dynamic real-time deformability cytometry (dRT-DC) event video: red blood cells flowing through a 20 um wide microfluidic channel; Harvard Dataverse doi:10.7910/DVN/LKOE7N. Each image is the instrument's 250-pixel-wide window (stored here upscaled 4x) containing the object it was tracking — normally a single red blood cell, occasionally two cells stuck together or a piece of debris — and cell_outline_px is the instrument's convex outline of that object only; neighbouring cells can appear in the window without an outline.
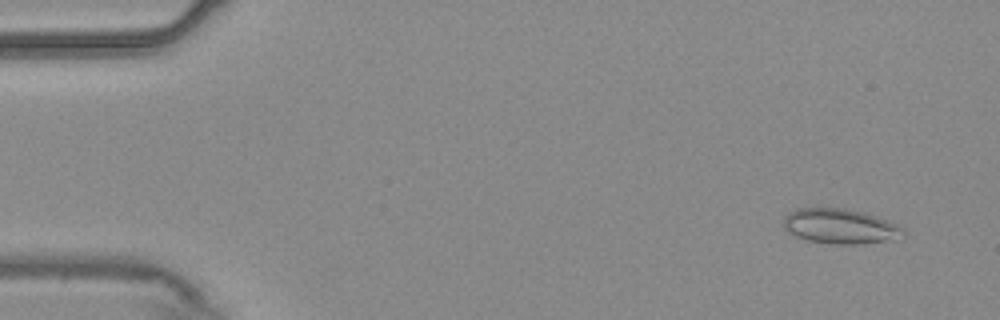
{"species": "common noctule bat (a hibernating species)", "species_latin": "Nyctalus noctula", "temperature_condition": "warm", "stored_images_in_passage": 55, "camera_frame_rate_fps": 3000, "um_per_image_px": 0.085, "animal": {"sex": "male", "body_mass_g": 20.4}, "frame": {"image": 1, "passage_image": 4, "time_ms": 1.0, "image_size_px": [1000, 320], "cell_outline_px": [[904, 236], [896, 240], [856, 244], [836, 244], [808, 240], [796, 236], [788, 232], [784, 228], [784, 216], [788, 212], [796, 208], [844, 208], [864, 212], [876, 216], [896, 224], [904, 228]], "centroid_in_image_um": [71.43, 19.23], "position_along_channel_um": 13.6, "area_um2": 24.51}}
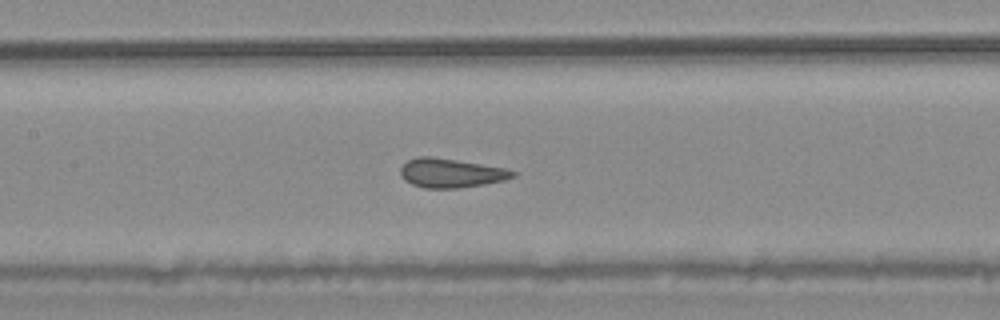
{"frame": {"image": 2, "passage_image": 26, "time_ms": 8.333, "image_size_px": [1000, 320], "cell_outline_px": [[516, 176], [504, 180], [484, 184], [460, 188], [424, 188], [412, 184], [404, 180], [400, 176], [400, 168], [408, 160], [420, 156], [428, 156], [456, 160], [508, 168], [516, 172]], "centroid_in_image_um": [38.33, 14.71], "position_along_channel_um": 169.1, "area_um2": 19.07}}
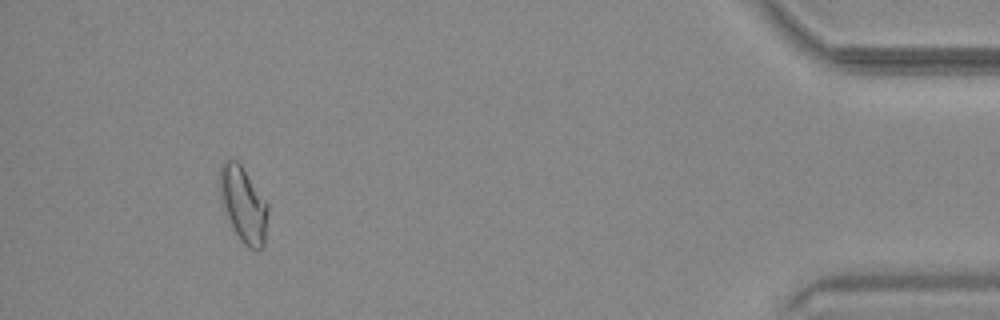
{"frame": {"image": 3, "passage_image": 51, "time_ms": 16.667, "image_size_px": [1000, 320], "cell_outline_px": [[268, 212], [264, 248], [256, 252], [248, 248], [240, 240], [228, 216], [220, 196], [220, 164], [224, 160], [236, 160], [240, 164], [268, 204]], "centroid_in_image_um": [20.72, 17.42], "position_along_channel_um": 414.5, "area_um2": 20.87}, "authors_computed_cell_mechanics": {"area_um2": 20.23, "velocity_mm_per_s": 3.7269, "shape_relaxation_time_tau1_ms": null, "shape_relaxation_time_tau2_ms": 0.7974, "deformation_change_tau1": null, "deformation_change_tau2": 0.0513}}